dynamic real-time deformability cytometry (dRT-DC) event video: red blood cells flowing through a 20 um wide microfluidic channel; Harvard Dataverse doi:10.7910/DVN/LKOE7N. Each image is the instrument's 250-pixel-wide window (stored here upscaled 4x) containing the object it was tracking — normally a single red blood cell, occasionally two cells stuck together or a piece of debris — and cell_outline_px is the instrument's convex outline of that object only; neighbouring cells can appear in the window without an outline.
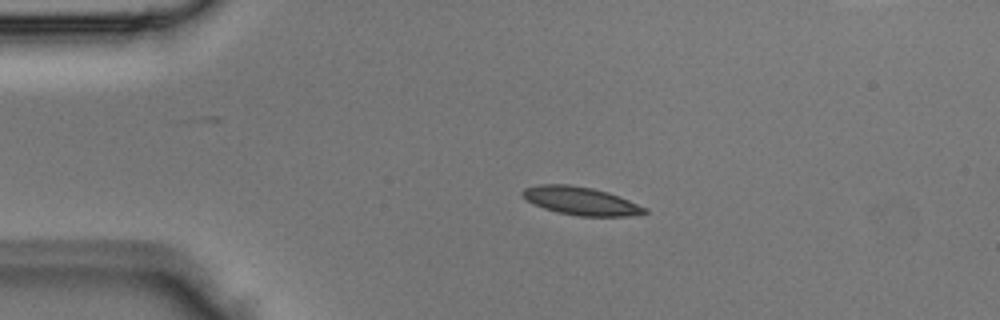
{"species": "Egyptian fruit bat (a non-hibernating species)", "species_latin": "Rousettus aegyptiacus", "temperature_condition": "room temperature", "stored_images_in_passage": 4, "camera_frame_rate_fps": 3000, "um_per_image_px": 0.085, "animal": {"sex": "male"}, "frame": {"image": 1, "passage_image": 2, "time_ms": 0.333, "image_size_px": [1000, 320], "cell_outline_px": [[648, 212], [628, 216], [580, 216], [556, 212], [544, 208], [528, 200], [520, 192], [524, 188], [536, 184], [568, 184], [592, 188], [608, 192], [648, 208]], "centroid_in_image_um": [49.37, 17.07], "position_along_channel_um": 35.6, "area_um2": 19.88}}
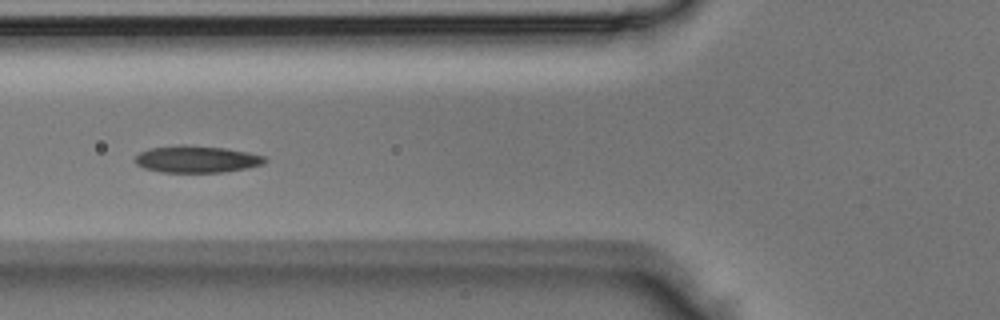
{"frame": {"image": 2, "passage_image": 4, "time_ms": 1.0, "image_size_px": [1000, 320], "cell_outline_px": [[268, 160], [264, 164], [224, 172], [160, 172], [144, 168], [136, 164], [132, 160], [140, 152], [148, 148], [180, 144], [188, 144], [228, 148], [248, 152], [264, 156]], "centroid_in_image_um": [16.68, 13.51], "position_along_channel_um": 109.1, "area_um2": 20.69}}